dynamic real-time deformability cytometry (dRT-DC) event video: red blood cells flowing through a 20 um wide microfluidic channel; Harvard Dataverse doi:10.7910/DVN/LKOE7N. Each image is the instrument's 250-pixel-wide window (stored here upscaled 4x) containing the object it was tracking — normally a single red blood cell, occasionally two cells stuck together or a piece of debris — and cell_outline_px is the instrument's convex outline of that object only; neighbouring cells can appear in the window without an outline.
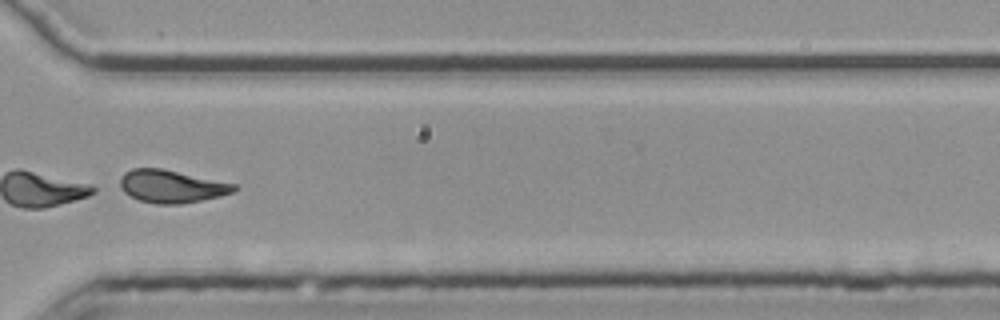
{"species": "common noctule bat (a hibernating species)", "species_latin": "Nyctalus noctula", "temperature_condition": "room temperature", "stored_images_in_passage": 36, "camera_frame_rate_fps": 3000, "um_per_image_px": 0.085, "animal": {"sex": "female", "body_mass_g": 25.1}, "frame": {"image": 1, "passage_image": 26, "time_ms": 8.333, "image_size_px": [1000, 320], "cell_outline_px": [[236, 188], [232, 192], [220, 196], [180, 204], [156, 204], [140, 200], [124, 192], [120, 188], [120, 180], [124, 172], [132, 168], [160, 168], [236, 184]], "centroid_in_image_um": [14.54, 15.84], "position_along_channel_um": 356.1, "area_um2": 21.44}}